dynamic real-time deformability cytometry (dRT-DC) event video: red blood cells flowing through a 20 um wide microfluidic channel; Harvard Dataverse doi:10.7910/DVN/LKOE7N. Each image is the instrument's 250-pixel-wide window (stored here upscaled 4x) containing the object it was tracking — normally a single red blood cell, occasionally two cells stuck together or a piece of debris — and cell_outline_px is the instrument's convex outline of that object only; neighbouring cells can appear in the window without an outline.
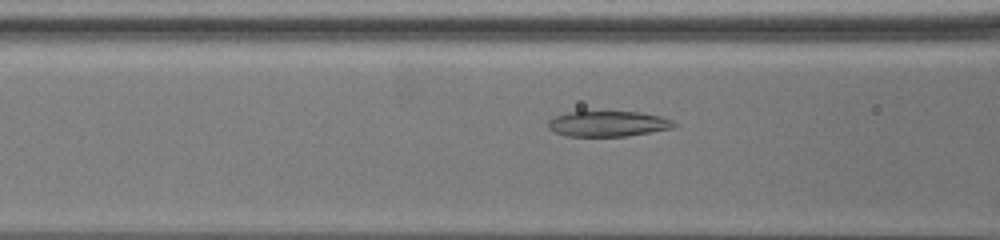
{"species": "common noctule bat (a hibernating species)", "species_latin": "Nyctalus noctula", "temperature_condition": "warm", "stored_images_in_passage": 58, "camera_frame_rate_fps": 3000, "um_per_image_px": 0.085, "animal": {"sex": "female", "body_mass_g": 19.5, "forearm_length_mm": 54.1}, "frame": {"image": 1, "passage_image": 28, "time_ms": 8.667, "image_size_px": [1000, 240], "cell_outline_px": [[680, 124], [672, 128], [624, 136], [568, 136], [556, 132], [548, 128], [548, 120], [556, 116], [568, 112], [640, 112], [660, 116], [672, 120]], "centroid_in_image_um": [51.7, 10.52], "position_along_channel_um": 114.9, "area_um2": 18.5}}
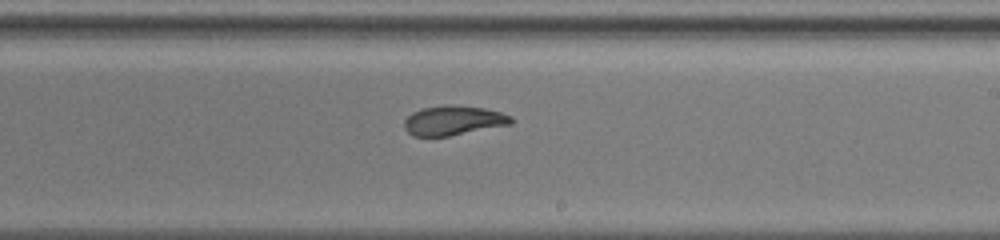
{"frame": {"image": 2, "passage_image": 40, "time_ms": 13.333, "image_size_px": [1000, 240], "cell_outline_px": [[512, 124], [448, 136], [412, 136], [404, 128], [404, 120], [412, 112], [420, 108], [444, 104], [452, 104], [484, 108], [500, 112], [512, 116]], "centroid_in_image_um": [38.51, 10.22], "position_along_channel_um": 250.5, "area_um2": 18.55}}
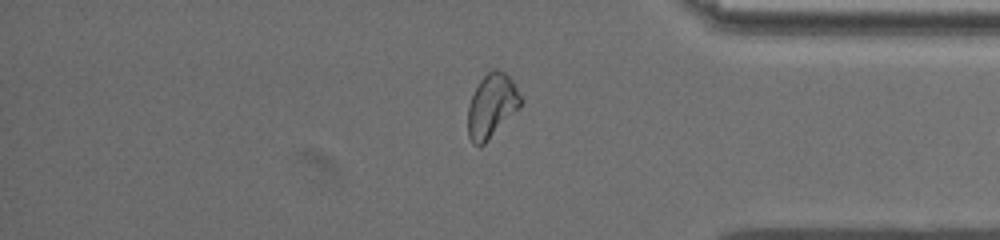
{"frame": {"image": 3, "passage_image": 57, "time_ms": 18.667, "image_size_px": [1000, 240], "cell_outline_px": [[520, 108], [480, 148], [472, 144], [468, 136], [468, 108], [472, 96], [480, 80], [492, 68], [496, 68], [504, 72], [512, 80], [520, 96]], "centroid_in_image_um": [41.78, 9.02], "position_along_channel_um": 393.4, "area_um2": 19.54}}